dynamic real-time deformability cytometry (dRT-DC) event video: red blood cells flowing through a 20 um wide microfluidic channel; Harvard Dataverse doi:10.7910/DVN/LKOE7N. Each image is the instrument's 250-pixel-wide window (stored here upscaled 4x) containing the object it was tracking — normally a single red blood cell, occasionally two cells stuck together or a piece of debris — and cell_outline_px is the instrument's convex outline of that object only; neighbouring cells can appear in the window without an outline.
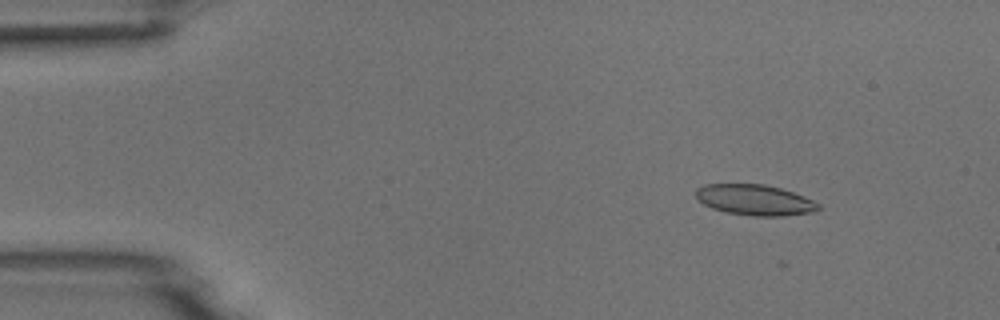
{"species": "common noctule bat (a hibernating species)", "species_latin": "Nyctalus noctula", "temperature_condition": "room temperature", "stored_images_in_passage": 50, "camera_frame_rate_fps": 3000, "um_per_image_px": 0.085, "animal": {"sex": "male", "body_mass_g": 18.8}, "frame": {"image": 1, "passage_image": 7, "time_ms": 2.0, "image_size_px": [1000, 320], "cell_outline_px": [[820, 208], [812, 212], [784, 216], [752, 216], [724, 212], [712, 208], [704, 204], [696, 196], [696, 188], [704, 184], [764, 184], [780, 188], [804, 196], [820, 204]], "centroid_in_image_um": [64.15, 17.0], "position_along_channel_um": 20.9, "area_um2": 21.91}}
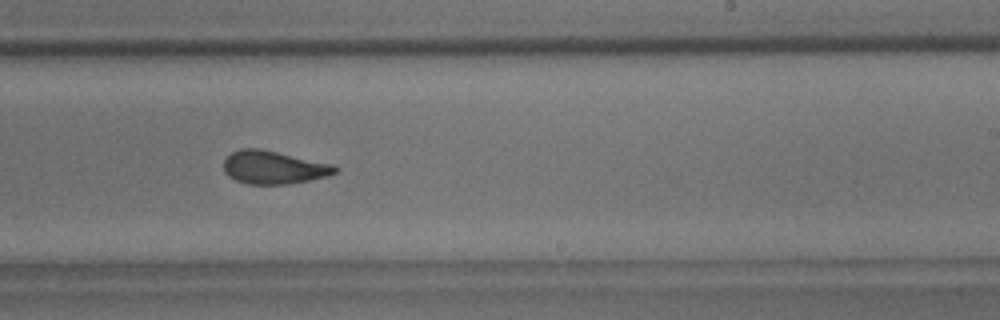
{"frame": {"image": 2, "passage_image": 33, "time_ms": 10.667, "image_size_px": [1000, 320], "cell_outline_px": [[340, 168], [336, 172], [328, 176], [288, 184], [248, 184], [236, 180], [228, 176], [224, 172], [224, 160], [232, 152], [240, 148], [260, 148], [332, 164]], "centroid_in_image_um": [23.25, 14.22], "position_along_channel_um": 265.8, "area_um2": 21.44}}
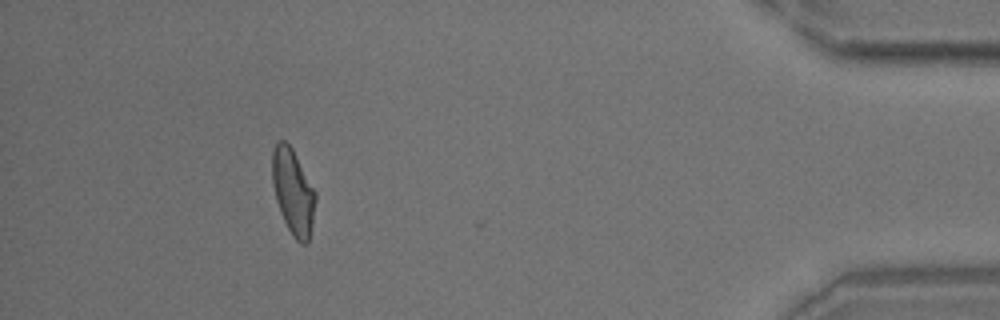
{"frame": {"image": 3, "passage_image": 49, "time_ms": 16.0, "image_size_px": [1000, 320], "cell_outline_px": [[316, 200], [312, 224], [308, 244], [300, 244], [292, 236], [280, 212], [276, 200], [272, 184], [272, 152], [276, 140], [284, 140], [292, 148], [316, 192]], "centroid_in_image_um": [24.9, 16.3], "position_along_channel_um": 410.3, "area_um2": 21.68}}